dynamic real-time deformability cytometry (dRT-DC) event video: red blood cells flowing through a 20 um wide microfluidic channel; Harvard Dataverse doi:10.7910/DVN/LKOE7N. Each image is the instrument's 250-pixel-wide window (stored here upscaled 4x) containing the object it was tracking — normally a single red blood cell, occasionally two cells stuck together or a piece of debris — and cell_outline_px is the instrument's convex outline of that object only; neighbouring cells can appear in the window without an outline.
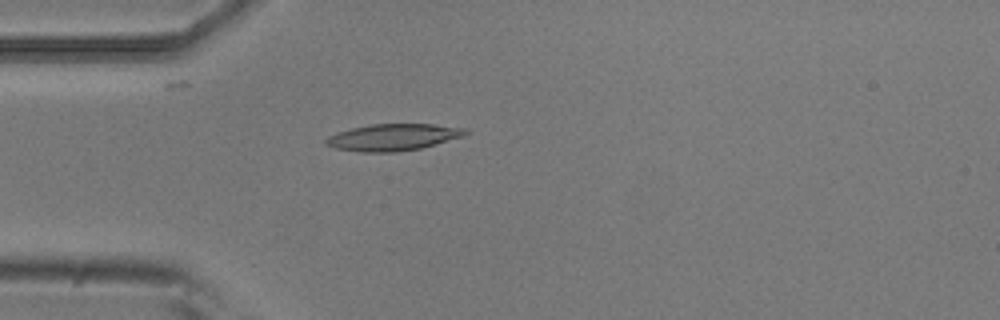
{"species": "common noctule bat (a hibernating species)", "species_latin": "Nyctalus noctula", "temperature_condition": "room temperature", "stored_images_in_passage": 4, "camera_frame_rate_fps": 3000, "um_per_image_px": 0.085, "animal": {"sex": "male", "body_mass_g": 20.5, "forearm_length_mm": 52.5}, "frame": {"image": 1, "passage_image": 4, "time_ms": 1.0, "image_size_px": [1000, 320], "cell_outline_px": [[468, 132], [464, 136], [420, 148], [396, 152], [360, 152], [336, 148], [324, 144], [324, 140], [328, 136], [336, 132], [352, 128], [372, 124], [432, 124], [468, 128]], "centroid_in_image_um": [33.4, 11.66], "position_along_channel_um": 51.6, "area_um2": 21.73}}